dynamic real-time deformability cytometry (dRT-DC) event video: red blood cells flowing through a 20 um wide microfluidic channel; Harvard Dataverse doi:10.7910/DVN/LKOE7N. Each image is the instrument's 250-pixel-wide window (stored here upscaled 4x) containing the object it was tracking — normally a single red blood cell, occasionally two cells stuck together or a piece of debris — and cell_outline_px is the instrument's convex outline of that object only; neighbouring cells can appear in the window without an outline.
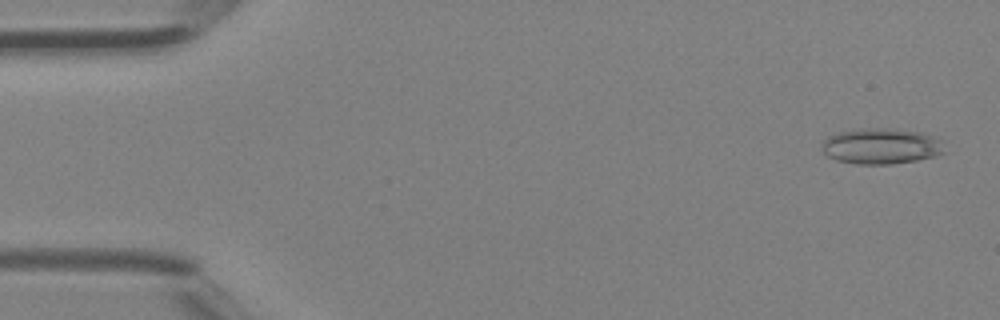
{"species": "Egyptian fruit bat (a non-hibernating species)", "species_latin": "Rousettus aegyptiacus", "temperature_condition": "room temperature", "stored_images_in_passage": 4, "camera_frame_rate_fps": 3000, "um_per_image_px": 0.085, "animal": {"sex": "female"}, "frame": {"image": 1, "passage_image": 1, "time_ms": 0.0, "image_size_px": [1000, 320], "cell_outline_px": [[948, 152], [936, 156], [916, 160], [892, 164], [856, 164], [836, 160], [828, 156], [824, 152], [820, 144], [828, 136], [840, 132], [856, 128], [896, 128], [920, 132], [936, 136], [940, 140]], "centroid_in_image_um": [74.93, 12.41], "position_along_channel_um": 10.1, "area_um2": 26.01}}
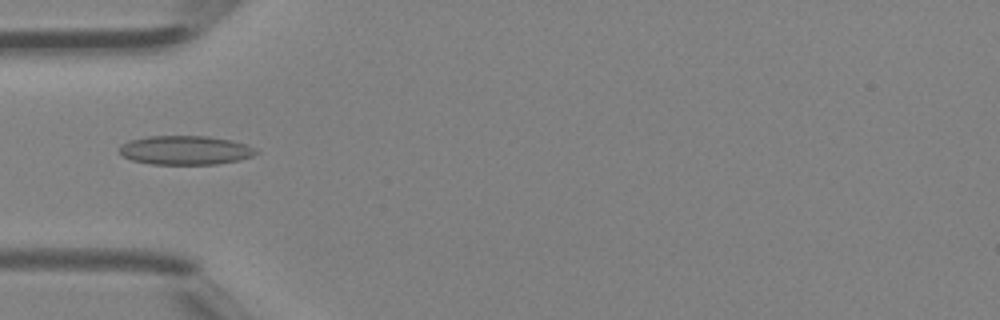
{"frame": {"image": 2, "passage_image": 4, "time_ms": 1.0, "image_size_px": [1000, 320], "cell_outline_px": [[260, 152], [252, 156], [240, 160], [216, 164], [152, 164], [132, 160], [124, 156], [120, 152], [120, 144], [128, 140], [148, 136], [208, 136], [232, 140], [256, 148]], "centroid_in_image_um": [15.77, 12.76], "position_along_channel_um": 69.2, "area_um2": 23.18}}